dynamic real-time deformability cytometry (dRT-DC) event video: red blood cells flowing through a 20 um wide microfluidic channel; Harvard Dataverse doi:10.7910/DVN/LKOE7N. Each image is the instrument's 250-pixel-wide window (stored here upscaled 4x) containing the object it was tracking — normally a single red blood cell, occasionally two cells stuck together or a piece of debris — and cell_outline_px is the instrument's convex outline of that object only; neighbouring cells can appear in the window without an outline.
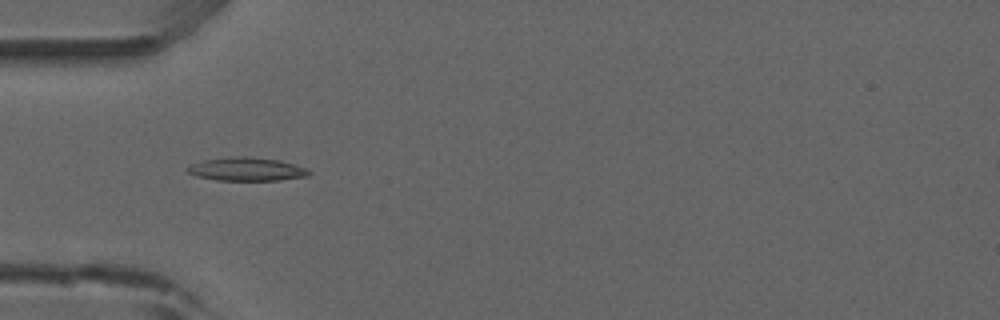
{"species": "common noctule bat (a hibernating species)", "species_latin": "Nyctalus noctula", "temperature_condition": "room temperature", "stored_images_in_passage": 42, "camera_frame_rate_fps": 3000, "um_per_image_px": 0.085, "animal": {"sex": "male", "forearm_length_mm": 52.5}, "frame": {"image": 1, "passage_image": 12, "time_ms": 3.667, "image_size_px": [1000, 320], "cell_outline_px": [[312, 172], [308, 176], [280, 180], [216, 180], [196, 176], [188, 172], [184, 168], [192, 164], [204, 160], [236, 156], [252, 156], [280, 160], [308, 168]], "centroid_in_image_um": [21.0, 14.37], "position_along_channel_um": 64.0, "area_um2": 16.7}}
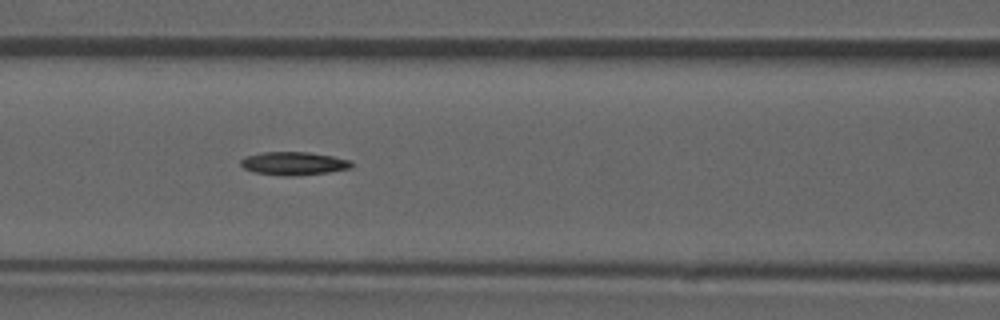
{"frame": {"image": 2, "passage_image": 18, "time_ms": 5.667, "image_size_px": [1000, 320], "cell_outline_px": [[352, 168], [328, 172], [292, 176], [284, 176], [256, 172], [244, 168], [240, 164], [240, 160], [244, 156], [264, 152], [308, 152], [332, 156], [352, 160]], "centroid_in_image_um": [24.97, 13.88], "position_along_channel_um": 141.6, "area_um2": 14.97}}